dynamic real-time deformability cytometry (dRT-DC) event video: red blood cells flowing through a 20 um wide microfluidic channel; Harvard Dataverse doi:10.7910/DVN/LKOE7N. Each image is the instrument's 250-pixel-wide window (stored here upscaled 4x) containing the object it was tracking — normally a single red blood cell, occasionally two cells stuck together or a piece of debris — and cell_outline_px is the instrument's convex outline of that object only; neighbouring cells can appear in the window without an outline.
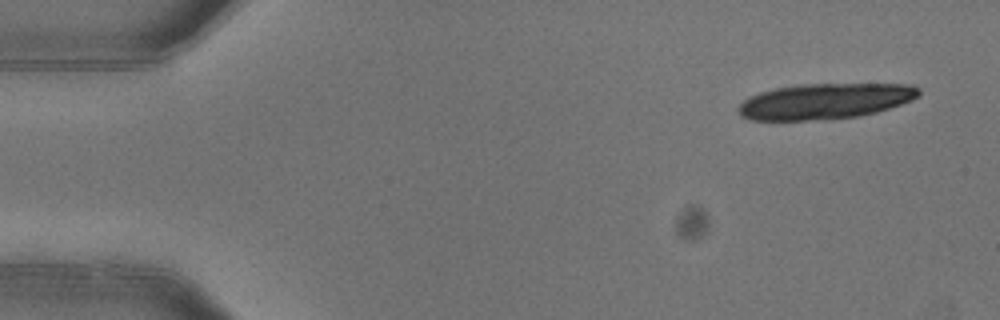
{"species": "common noctule bat (a hibernating species)", "species_latin": "Nyctalus noctula", "temperature_condition": "warm", "stored_images_in_passage": 4, "camera_frame_rate_fps": 3000, "um_per_image_px": 0.085, "animal": {"sex": "female"}, "frame": {"image": 1, "passage_image": 1, "time_ms": 0.0, "image_size_px": [1000, 320], "cell_outline_px": [[920, 96], [912, 100], [876, 112], [856, 116], [808, 120], [752, 120], [740, 116], [736, 108], [744, 100], [760, 92], [776, 88], [800, 84], [912, 84], [920, 88]], "centroid_in_image_um": [70.12, 8.59], "position_along_channel_um": 14.9, "area_um2": 37.28}}